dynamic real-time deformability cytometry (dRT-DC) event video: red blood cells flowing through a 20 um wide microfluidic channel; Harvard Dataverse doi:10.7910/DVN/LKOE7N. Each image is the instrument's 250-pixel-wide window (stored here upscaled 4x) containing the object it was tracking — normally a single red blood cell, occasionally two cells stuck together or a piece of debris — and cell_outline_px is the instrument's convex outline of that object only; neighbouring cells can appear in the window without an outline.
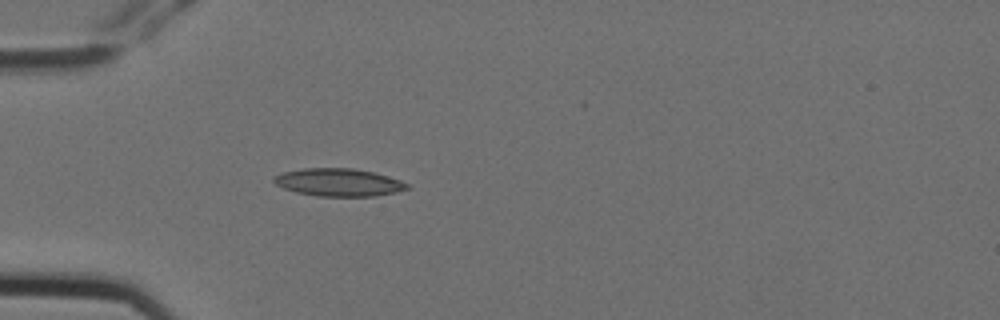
{"species": "Egyptian fruit bat (a non-hibernating species)", "species_latin": "Rousettus aegyptiacus", "temperature_condition": "cold", "stored_images_in_passage": 4, "camera_frame_rate_fps": 3000, "um_per_image_px": 0.085, "animal": {"sex": "female"}, "frame": {"image": 1, "passage_image": 4, "time_ms": 1.0, "image_size_px": [1000, 320], "cell_outline_px": [[408, 188], [396, 192], [376, 196], [316, 196], [296, 192], [284, 188], [276, 184], [272, 180], [272, 176], [284, 172], [304, 168], [352, 168], [372, 172], [400, 180], [408, 184]], "centroid_in_image_um": [28.75, 15.5], "position_along_channel_um": 56.3, "area_um2": 21.39}}